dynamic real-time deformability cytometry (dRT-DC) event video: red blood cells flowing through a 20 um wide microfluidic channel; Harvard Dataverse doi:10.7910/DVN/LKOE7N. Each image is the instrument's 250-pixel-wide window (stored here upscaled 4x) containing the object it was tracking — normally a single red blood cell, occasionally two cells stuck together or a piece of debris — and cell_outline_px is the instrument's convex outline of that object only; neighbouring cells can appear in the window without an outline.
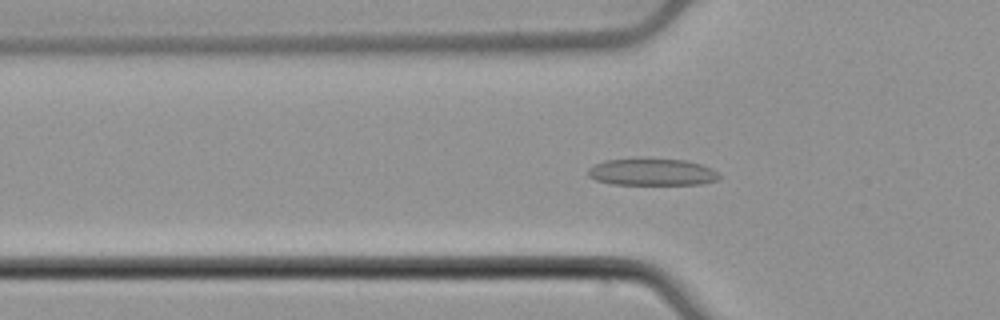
{"species": "common noctule bat (a hibernating species)", "species_latin": "Nyctalus noctula", "temperature_condition": "cold", "stored_images_in_passage": 54, "camera_frame_rate_fps": 3000, "um_per_image_px": 0.085, "animal": {"sex": "male", "body_mass_g": 21.5, "forearm_length_mm": 52.0}, "frame": {"image": 1, "passage_image": 18, "time_ms": 5.667, "image_size_px": [1000, 320], "cell_outline_px": [[720, 176], [716, 180], [700, 184], [612, 184], [596, 180], [588, 176], [588, 168], [604, 160], [684, 160], [700, 164], [712, 168]], "centroid_in_image_um": [55.41, 14.64], "position_along_channel_um": 70.4, "area_um2": 20.0}}
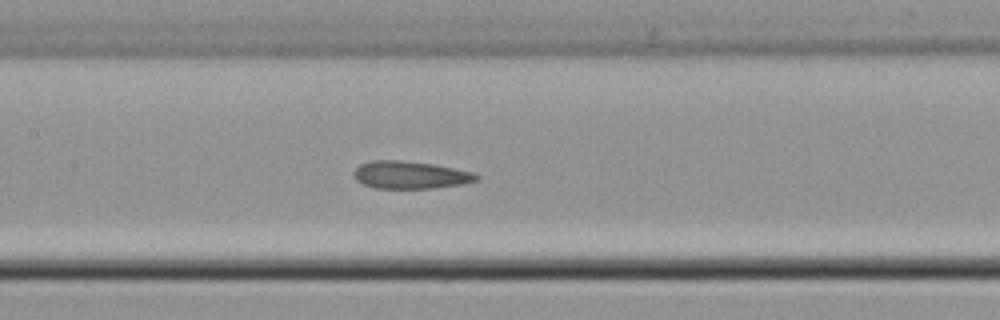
{"frame": {"image": 2, "passage_image": 26, "time_ms": 8.333, "image_size_px": [1000, 320], "cell_outline_px": [[480, 180], [460, 184], [432, 188], [376, 188], [364, 184], [356, 180], [352, 176], [352, 172], [360, 164], [372, 160], [400, 160], [432, 164], [472, 172], [480, 176]], "centroid_in_image_um": [34.84, 14.87], "position_along_channel_um": 172.6, "area_um2": 19.59}}
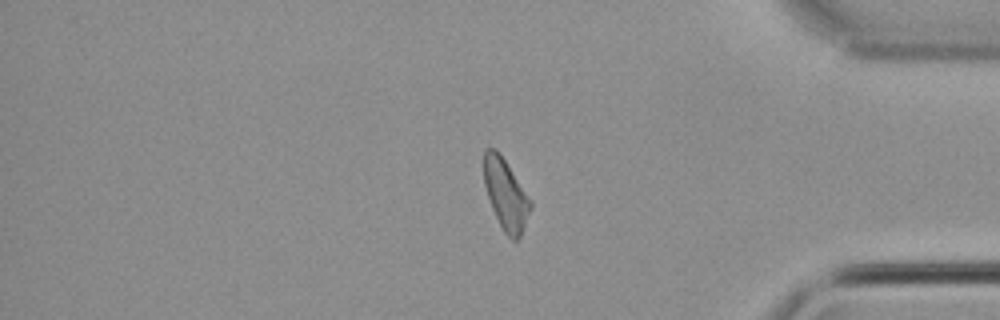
{"frame": {"image": 3, "passage_image": 45, "time_ms": 14.667, "image_size_px": [1000, 320], "cell_outline_px": [[532, 208], [520, 236], [516, 240], [512, 240], [504, 232], [492, 208], [484, 184], [484, 148], [496, 148], [532, 200]], "centroid_in_image_um": [43.0, 16.52], "position_along_channel_um": 392.2, "area_um2": 19.02}, "authors_computed_cell_mechanics": {"area_um2": 19.9121, "velocity_mm_per_s": 3.8601, "shape_relaxation_time_tau1_ms": 8.2648, "shape_relaxation_time_tau2_ms": 2.0958, "deformation_change_tau1": 0.1352, "deformation_change_tau2": 0.0609}}